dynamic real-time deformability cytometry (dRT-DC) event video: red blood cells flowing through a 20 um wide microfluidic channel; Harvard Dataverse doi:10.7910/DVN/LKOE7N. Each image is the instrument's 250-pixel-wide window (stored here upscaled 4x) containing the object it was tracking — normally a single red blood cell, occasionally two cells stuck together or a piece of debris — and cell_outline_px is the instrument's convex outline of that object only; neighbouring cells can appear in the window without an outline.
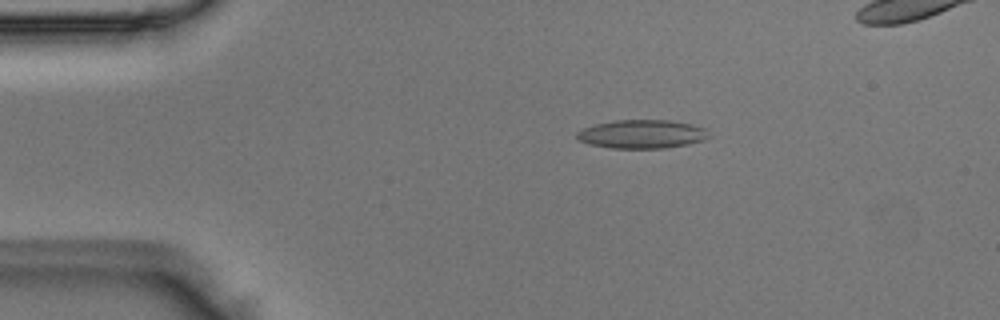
{"species": "Egyptian fruit bat (a non-hibernating species)", "species_latin": "Rousettus aegyptiacus", "temperature_condition": "room temperature", "stored_images_in_passage": 43, "camera_frame_rate_fps": 3000, "um_per_image_px": 0.085, "animal": {"sex": "male"}, "frame": {"image": 1, "passage_image": 5, "time_ms": 1.333, "image_size_px": [1000, 320], "cell_outline_px": [[708, 136], [704, 140], [688, 144], [664, 148], [612, 148], [588, 144], [580, 140], [576, 136], [576, 132], [584, 128], [596, 124], [612, 120], [668, 120], [692, 124], [704, 128]], "centroid_in_image_um": [54.54, 11.39], "position_along_channel_um": 30.5, "area_um2": 21.85}}
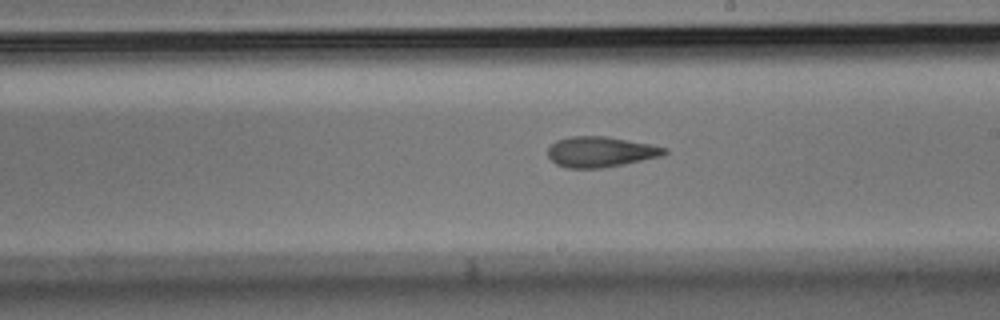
{"frame": {"image": 2, "passage_image": 24, "time_ms": 7.667, "image_size_px": [1000, 320], "cell_outline_px": [[668, 152], [664, 156], [604, 168], [568, 168], [556, 164], [548, 156], [548, 148], [556, 140], [572, 136], [608, 136], [652, 144], [668, 148]], "centroid_in_image_um": [51.1, 12.9], "position_along_channel_um": 237.9, "area_um2": 20.98}}
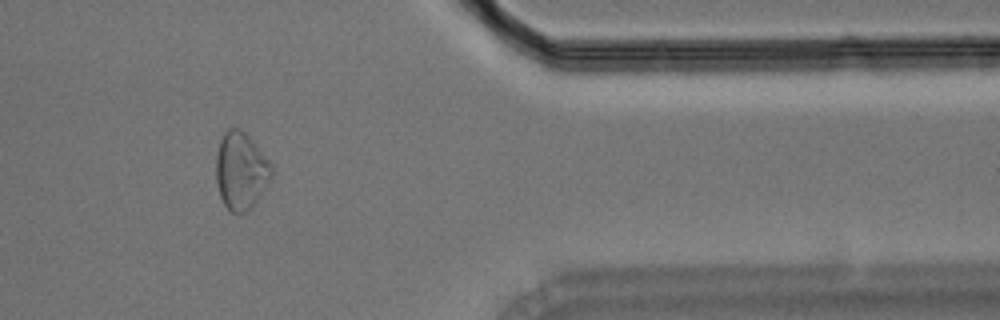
{"frame": {"image": 3, "passage_image": 37, "time_ms": 12.0, "image_size_px": [1000, 320], "cell_outline_px": [[272, 176], [256, 204], [244, 212], [232, 212], [224, 204], [220, 196], [216, 180], [216, 152], [220, 140], [224, 132], [228, 128], [240, 128], [256, 144], [272, 164]], "centroid_in_image_um": [20.48, 14.51], "position_along_channel_um": 390.9, "area_um2": 25.09}}